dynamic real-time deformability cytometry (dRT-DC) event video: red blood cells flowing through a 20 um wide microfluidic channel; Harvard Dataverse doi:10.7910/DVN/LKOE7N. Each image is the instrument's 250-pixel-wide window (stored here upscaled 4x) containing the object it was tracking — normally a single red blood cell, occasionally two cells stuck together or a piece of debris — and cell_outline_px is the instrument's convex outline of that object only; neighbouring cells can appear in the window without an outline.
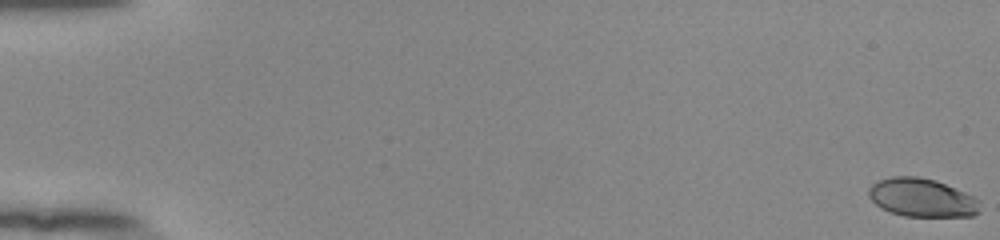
{"species": "human", "species_latin": "Homo sapiens", "temperature_condition": "room temperature", "stored_images_in_passage": 55, "camera_frame_rate_fps": 3000, "um_per_image_px": 0.085, "donor": {"sex": "female"}, "frame": {"image": 1, "passage_image": 1, "time_ms": 0.0, "image_size_px": [1000, 240], "cell_outline_px": [[980, 212], [972, 216], [904, 216], [880, 208], [868, 196], [868, 188], [876, 180], [892, 176], [916, 176], [936, 180], [964, 192], [980, 200]], "centroid_in_image_um": [78.35, 16.79], "position_along_channel_um": 6.7, "area_um2": 25.03}}
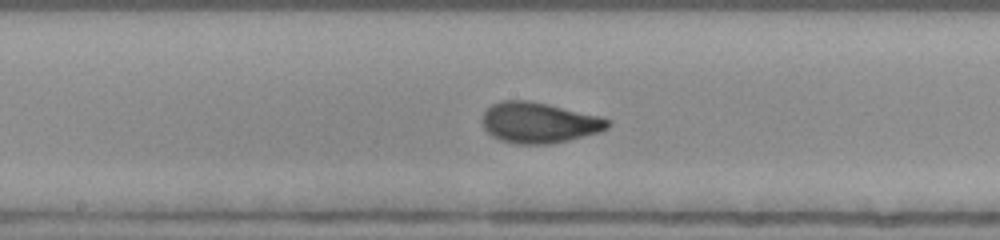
{"frame": {"image": 2, "passage_image": 31, "time_ms": 10.0, "image_size_px": [1000, 240], "cell_outline_px": [[612, 124], [608, 128], [600, 132], [568, 140], [548, 144], [516, 144], [500, 140], [492, 136], [484, 128], [480, 120], [484, 112], [492, 104], [500, 100], [528, 100], [548, 104], [600, 116], [612, 120]], "centroid_in_image_um": [45.81, 10.42], "position_along_channel_um": 202.4, "area_um2": 30.0}}
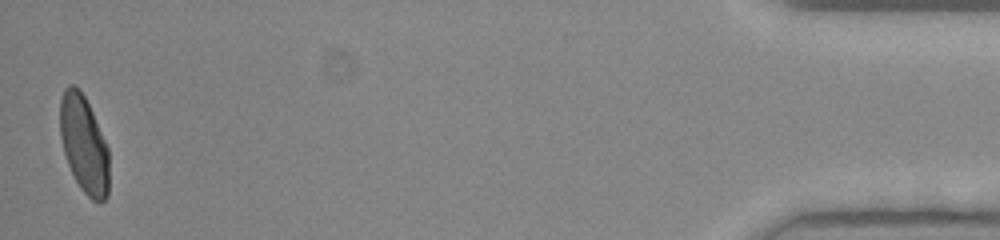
{"frame": {"image": 3, "passage_image": 55, "time_ms": 18.0, "image_size_px": [1000, 240], "cell_outline_px": [[108, 196], [100, 204], [92, 200], [80, 188], [68, 164], [64, 152], [60, 136], [60, 100], [64, 88], [68, 84], [76, 84], [80, 88], [92, 112], [108, 148]], "centroid_in_image_um": [7.12, 12.26], "position_along_channel_um": 428.1, "area_um2": 27.8}, "authors_computed_cell_mechanics": {"area_um2": 28.4376, "velocity_mm_per_s": 3.8722, "shape_relaxation_time_tau1_ms": 4.5628, "shape_relaxation_time_tau2_ms": null, "deformation_change_tau1": 0.1637, "deformation_change_tau2": null}}